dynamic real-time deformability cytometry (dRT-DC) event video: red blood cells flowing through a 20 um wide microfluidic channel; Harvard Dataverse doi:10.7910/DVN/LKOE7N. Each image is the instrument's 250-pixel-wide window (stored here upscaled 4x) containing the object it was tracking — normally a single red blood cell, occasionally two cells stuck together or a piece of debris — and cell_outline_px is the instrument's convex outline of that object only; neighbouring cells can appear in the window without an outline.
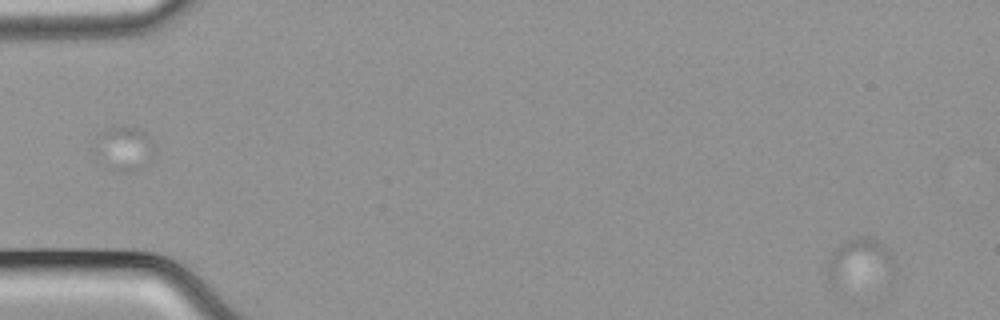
{"species": "common noctule bat (a hibernating species)", "species_latin": "Nyctalus noctula", "temperature_condition": "cold", "stored_images_in_passage": 35, "camera_frame_rate_fps": 3000, "um_per_image_px": 0.085, "animal": {"sex": "male", "body_mass_g": 21.5, "forearm_length_mm": 52.0}, "frame": {"image": 1, "passage_image": 1, "time_ms": 0.0, "image_size_px": [1000, 320], "cell_outline_px": [[896, 280], [828, 280], [828, 260], [832, 252], [852, 240], [860, 236], [868, 236], [880, 244], [892, 260], [896, 272]], "centroid_in_image_um": [73.19, 22.25], "position_along_channel_um": 11.8, "area_um2": 16.88}}
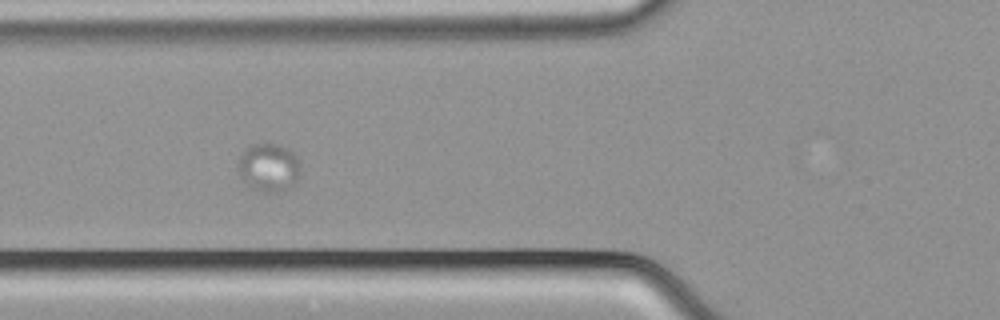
{"frame": {"image": 2, "passage_image": 21, "time_ms": 6.667, "image_size_px": [1000, 320], "cell_outline_px": [[300, 172], [296, 180], [288, 188], [276, 192], [260, 192], [252, 188], [240, 176], [236, 168], [236, 164], [240, 156], [252, 144], [280, 144], [288, 148], [296, 156], [300, 164]], "centroid_in_image_um": [22.83, 14.23], "position_along_channel_um": 103.0, "area_um2": 17.51}}
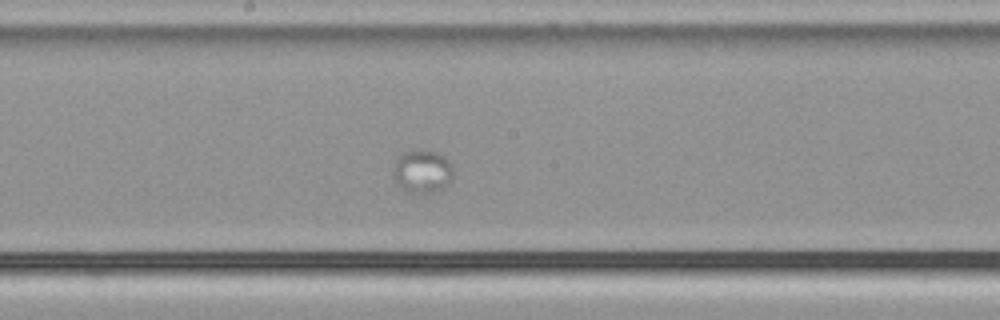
{"frame": {"image": 3, "passage_image": 30, "time_ms": 9.667, "image_size_px": [1000, 320], "cell_outline_px": [[452, 180], [440, 192], [404, 192], [396, 184], [392, 172], [392, 168], [396, 160], [404, 152], [412, 148], [436, 152], [444, 156], [452, 164]], "centroid_in_image_um": [35.88, 14.57], "position_along_channel_um": 212.3, "area_um2": 15.49}}